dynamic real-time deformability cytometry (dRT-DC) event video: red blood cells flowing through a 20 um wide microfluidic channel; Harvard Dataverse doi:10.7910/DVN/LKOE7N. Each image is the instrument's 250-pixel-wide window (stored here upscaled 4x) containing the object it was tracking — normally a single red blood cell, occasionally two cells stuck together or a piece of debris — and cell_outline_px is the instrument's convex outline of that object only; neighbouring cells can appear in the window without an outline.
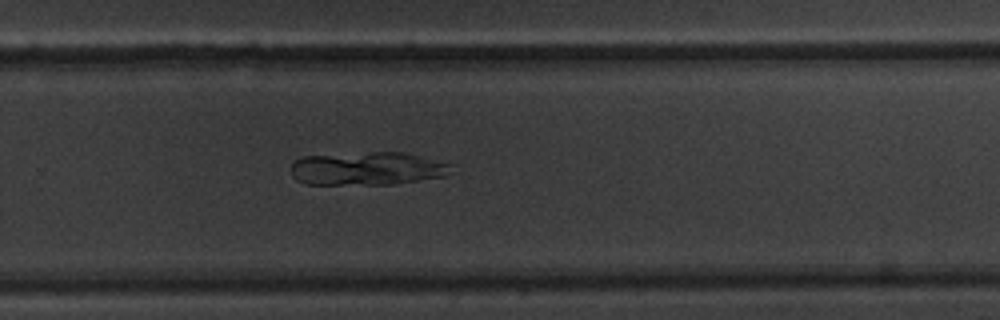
{"species": "common noctule bat (a hibernating species)", "species_latin": "Nyctalus noctula", "temperature_condition": "warm", "stored_images_in_passage": 22, "segment_of_instrument_passage": [3, 3], "camera_frame_rate_fps": 3000, "um_per_image_px": 0.085, "animal": {"sex": "male", "body_mass_g": 20.1, "forearm_length_mm": 53.5}, "frame": {"image": 1, "passage_image": 18, "time_ms": 5.667, "image_size_px": [1000, 320], "cell_outline_px": [[384, 172], [360, 180], [336, 184], [316, 184], [300, 160], [312, 156], [320, 156], [360, 160], [380, 168]], "centroid_in_image_um": [28.75, 14.43], "position_along_channel_um": 301.1, "area_um2": 11.56}}